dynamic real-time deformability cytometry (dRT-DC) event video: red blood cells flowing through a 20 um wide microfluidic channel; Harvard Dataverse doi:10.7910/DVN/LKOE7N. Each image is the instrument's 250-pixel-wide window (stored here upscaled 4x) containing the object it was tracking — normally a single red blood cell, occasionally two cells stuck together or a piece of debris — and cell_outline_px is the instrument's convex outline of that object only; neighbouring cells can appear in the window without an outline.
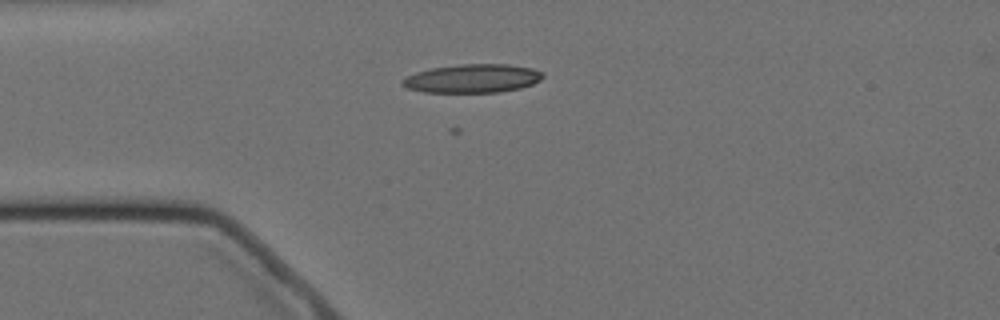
{"species": "Egyptian fruit bat (a non-hibernating species)", "species_latin": "Rousettus aegyptiacus", "temperature_condition": "cold", "stored_images_in_passage": 5, "camera_frame_rate_fps": 3000, "um_per_image_px": 0.085, "animal": {"sex": "female"}, "frame": {"image": 1, "passage_image": 5, "time_ms": 4.667, "image_size_px": [1000, 320], "cell_outline_px": [[544, 76], [540, 80], [532, 84], [520, 88], [500, 92], [424, 92], [408, 88], [400, 84], [400, 80], [416, 72], [432, 68], [460, 64], [508, 64], [532, 68], [544, 72]], "centroid_in_image_um": [40.17, 6.66], "position_along_channel_um": 44.8, "area_um2": 23.41}}